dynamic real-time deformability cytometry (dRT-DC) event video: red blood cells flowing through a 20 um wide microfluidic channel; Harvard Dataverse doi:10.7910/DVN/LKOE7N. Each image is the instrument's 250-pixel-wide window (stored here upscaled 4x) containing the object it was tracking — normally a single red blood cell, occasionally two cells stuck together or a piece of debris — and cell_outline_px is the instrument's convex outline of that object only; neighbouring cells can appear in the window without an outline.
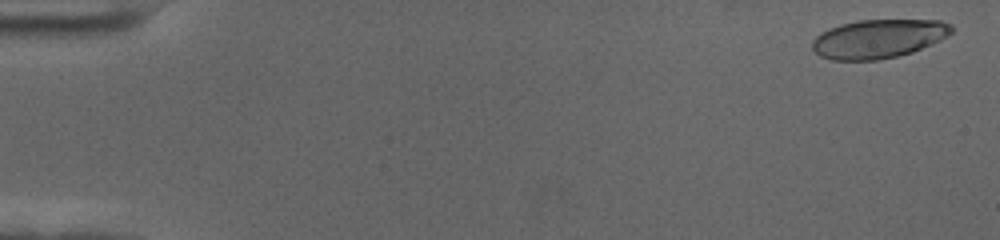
{"species": "human", "species_latin": "Homo sapiens", "temperature_condition": "cold", "stored_images_in_passage": 58, "camera_frame_rate_fps": 3000, "um_per_image_px": 0.085, "donor": {"sex": "female"}, "frame": {"image": 1, "passage_image": 2, "time_ms": 0.333, "image_size_px": [1000, 240], "cell_outline_px": [[952, 32], [948, 36], [940, 40], [912, 52], [896, 56], [876, 60], [832, 60], [820, 56], [812, 48], [812, 40], [820, 32], [828, 28], [840, 24], [860, 20], [940, 20], [952, 24]], "centroid_in_image_um": [74.65, 3.28], "position_along_channel_um": 10.3, "area_um2": 31.5}}
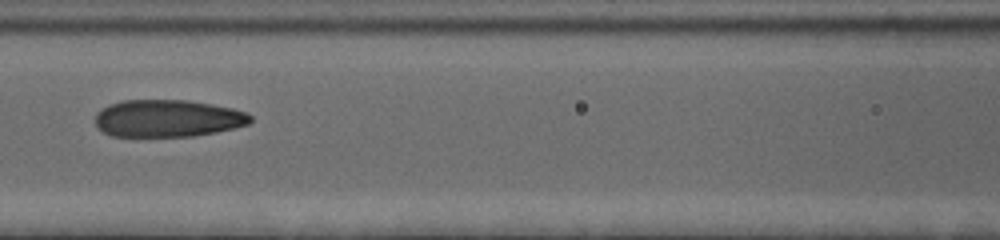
{"frame": {"image": 2, "passage_image": 27, "time_ms": 8.667, "image_size_px": [1000, 240], "cell_outline_px": [[252, 120], [248, 124], [236, 128], [216, 132], [192, 136], [112, 136], [104, 132], [96, 124], [96, 112], [100, 108], [108, 104], [124, 100], [184, 100], [212, 104], [232, 108], [248, 112], [252, 116]], "centroid_in_image_um": [14.27, 10.05], "position_along_channel_um": 152.3, "area_um2": 33.81}}
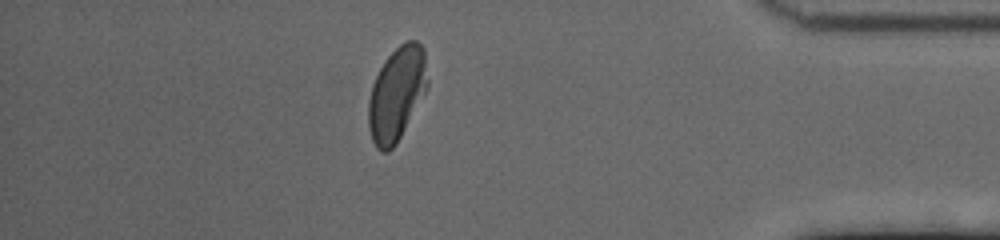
{"frame": {"image": 3, "passage_image": 51, "time_ms": 16.667, "image_size_px": [1000, 240], "cell_outline_px": [[428, 88], [396, 144], [388, 152], [380, 152], [376, 148], [372, 140], [368, 128], [368, 100], [372, 84], [384, 60], [400, 44], [408, 40], [416, 40], [424, 48], [428, 80]], "centroid_in_image_um": [33.72, 7.98], "position_along_channel_um": 401.5, "area_um2": 32.48}, "authors_computed_cell_mechanics": {"area_um2": 33.5818, "velocity_mm_per_s": 3.5296, "shape_relaxation_time_tau1_ms": 7.6075, "shape_relaxation_time_tau2_ms": 1.3284, "deformation_change_tau1": 0.2302, "deformation_change_tau2": 0.0782}}